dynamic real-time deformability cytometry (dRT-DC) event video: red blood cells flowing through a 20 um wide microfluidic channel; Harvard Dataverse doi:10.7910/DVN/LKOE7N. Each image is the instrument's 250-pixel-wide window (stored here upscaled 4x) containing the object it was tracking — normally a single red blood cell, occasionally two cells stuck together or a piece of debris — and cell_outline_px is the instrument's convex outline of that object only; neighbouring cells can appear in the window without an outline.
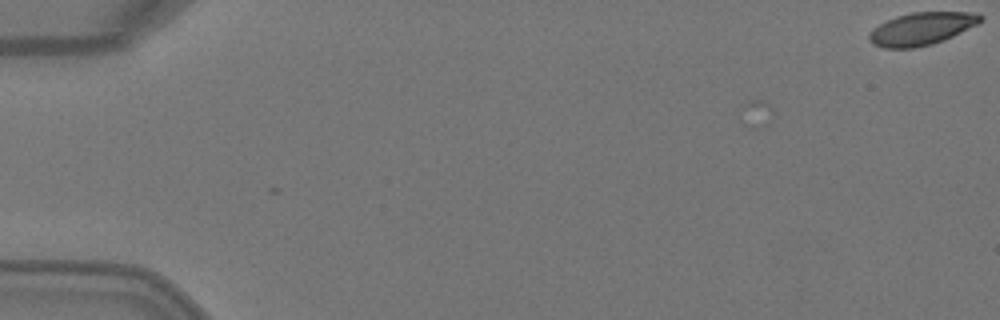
{"species": "Egyptian fruit bat (a non-hibernating species)", "species_latin": "Rousettus aegyptiacus", "temperature_condition": "warm", "stored_images_in_passage": 4, "camera_frame_rate_fps": 3000, "um_per_image_px": 0.085, "animal": {"sex": "female"}, "frame": {"image": 1, "passage_image": 1, "time_ms": 0.0, "image_size_px": [1000, 320], "cell_outline_px": [[984, 20], [944, 40], [932, 44], [912, 48], [884, 48], [872, 44], [868, 40], [868, 32], [872, 28], [896, 16], [912, 12], [980, 12], [984, 16]], "centroid_in_image_um": [78.33, 2.43], "position_along_channel_um": 6.7, "area_um2": 21.27}}